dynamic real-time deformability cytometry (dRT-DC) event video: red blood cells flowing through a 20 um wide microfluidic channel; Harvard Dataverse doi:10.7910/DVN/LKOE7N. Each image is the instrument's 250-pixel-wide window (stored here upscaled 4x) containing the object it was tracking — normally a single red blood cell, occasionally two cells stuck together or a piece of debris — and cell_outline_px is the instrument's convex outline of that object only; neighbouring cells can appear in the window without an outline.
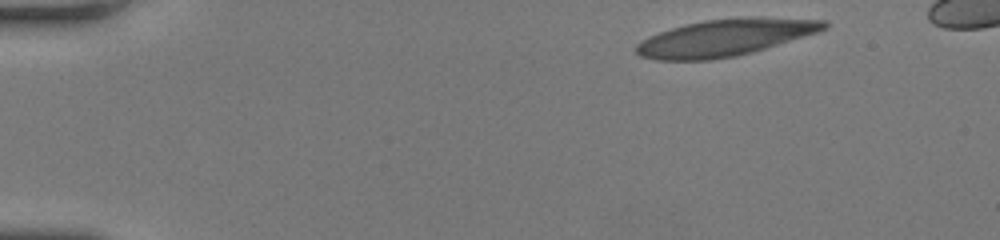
{"species": "human", "species_latin": "Homo sapiens", "temperature_condition": "room temperature", "stored_images_in_passage": 42, "camera_frame_rate_fps": 3000, "um_per_image_px": 0.085, "donor": {"sex": "female"}, "frame": {"image": 1, "passage_image": 1, "time_ms": 0.0, "image_size_px": [1000, 240], "cell_outline_px": [[828, 28], [820, 32], [752, 52], [736, 56], [708, 60], [656, 60], [640, 56], [636, 52], [636, 44], [648, 36], [672, 28], [704, 20], [748, 16], [764, 16], [828, 20]], "centroid_in_image_um": [61.7, 3.18], "position_along_channel_um": 23.3, "area_um2": 40.69}}
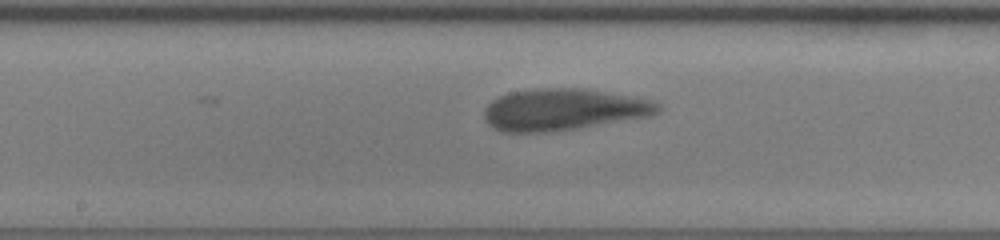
{"frame": {"image": 2, "passage_image": 22, "time_ms": 7.0, "image_size_px": [1000, 240], "cell_outline_px": [[660, 112], [652, 116], [576, 128], [544, 132], [500, 132], [492, 128], [484, 120], [484, 108], [492, 100], [508, 92], [544, 88], [584, 88], [652, 100], [660, 104]], "centroid_in_image_um": [47.87, 9.31], "position_along_channel_um": 200.3, "area_um2": 42.25}}
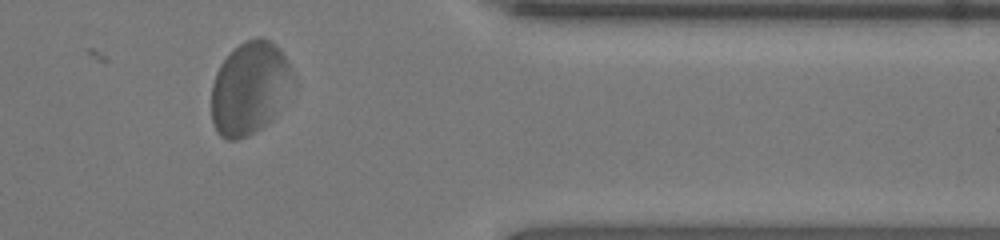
{"frame": {"image": 3, "passage_image": 37, "time_ms": 12.0, "image_size_px": [1000, 240], "cell_outline_px": [[296, 80], [272, 120], [268, 124], [248, 136], [236, 140], [228, 140], [220, 136], [216, 132], [212, 120], [212, 84], [216, 72], [220, 64], [244, 40], [256, 36], [260, 36], [276, 44], [280, 48]], "centroid_in_image_um": [21.23, 7.5], "position_along_channel_um": 390.2, "area_um2": 44.27}}